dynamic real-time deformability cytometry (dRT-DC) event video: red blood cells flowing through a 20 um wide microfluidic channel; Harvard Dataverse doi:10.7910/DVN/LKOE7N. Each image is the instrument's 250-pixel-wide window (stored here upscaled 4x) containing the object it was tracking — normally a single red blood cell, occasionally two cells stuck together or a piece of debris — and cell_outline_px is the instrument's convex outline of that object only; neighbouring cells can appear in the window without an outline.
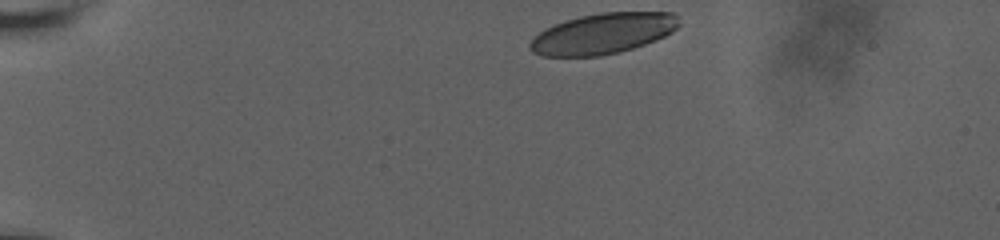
{"species": "human", "species_latin": "Homo sapiens", "temperature_condition": "room temperature", "stored_images_in_passage": 39, "camera_frame_rate_fps": 3000, "um_per_image_px": 0.085, "donor": {"sex": "male"}, "frame": {"image": 1, "passage_image": 1, "time_ms": 0.0, "image_size_px": [1000, 240], "cell_outline_px": [[680, 24], [672, 32], [664, 36], [644, 44], [620, 52], [600, 56], [540, 56], [532, 52], [528, 48], [528, 44], [540, 32], [564, 20], [580, 16], [600, 12], [672, 12], [676, 16]], "centroid_in_image_um": [51.23, 2.85], "position_along_channel_um": 33.8, "area_um2": 35.2}}
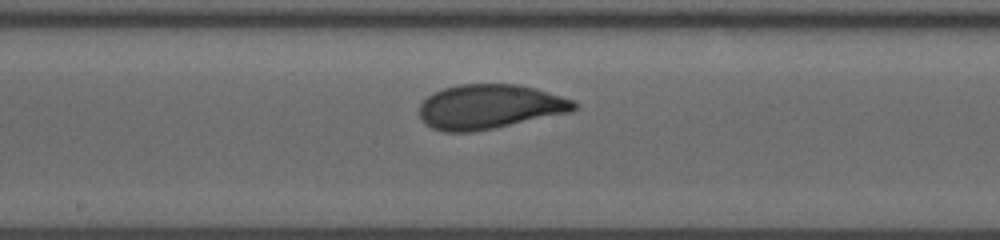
{"frame": {"image": 2, "passage_image": 22, "time_ms": 7.0, "image_size_px": [1000, 240], "cell_outline_px": [[580, 104], [572, 112], [472, 132], [444, 132], [432, 128], [424, 124], [420, 116], [420, 104], [432, 92], [456, 84], [520, 84], [536, 88], [572, 100]], "centroid_in_image_um": [41.6, 9.06], "position_along_channel_um": 206.6, "area_um2": 40.23}}
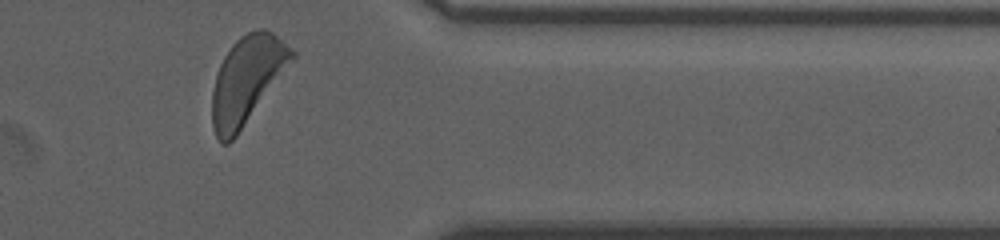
{"frame": {"image": 3, "passage_image": 38, "time_ms": 12.333, "image_size_px": [1000, 240], "cell_outline_px": [[296, 56], [236, 136], [228, 144], [224, 144], [216, 136], [212, 124], [212, 92], [216, 76], [220, 64], [224, 56], [232, 44], [240, 36], [248, 32], [260, 28], [264, 28], [272, 32], [296, 52]], "centroid_in_image_um": [20.98, 6.77], "position_along_channel_um": 390.4, "area_um2": 39.94}, "authors_computed_cell_mechanics": {"area_um2": 39.5352, "velocity_mm_per_s": 3.6369, "shape_relaxation_time_tau1_ms": 3.6138, "shape_relaxation_time_tau2_ms": 0.8245, "deformation_change_tau1": 0.1648, "deformation_change_tau2": 0.0653}}